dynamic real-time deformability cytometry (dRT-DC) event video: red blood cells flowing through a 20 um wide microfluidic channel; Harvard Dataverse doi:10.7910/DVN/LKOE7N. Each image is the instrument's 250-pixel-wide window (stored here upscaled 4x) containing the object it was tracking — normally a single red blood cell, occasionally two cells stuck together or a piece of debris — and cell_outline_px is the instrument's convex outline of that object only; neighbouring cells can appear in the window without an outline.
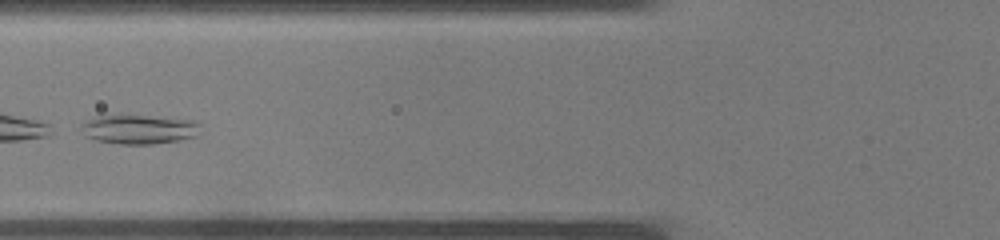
{"species": "common noctule bat (a hibernating species)", "species_latin": "Nyctalus noctula", "temperature_condition": "warm", "stored_images_in_passage": 28, "camera_frame_rate_fps": 3000, "um_per_image_px": 0.085, "animal": {"sex": "male", "body_mass_g": 19.0, "forearm_length_mm": 50.8}, "frame": {"image": 1, "passage_image": 5, "time_ms": 1.333, "image_size_px": [1000, 240], "cell_outline_px": [[200, 124], [196, 136], [180, 140], [152, 144], [120, 144], [96, 140], [84, 136], [80, 128], [80, 124], [96, 116], [144, 116], [196, 120]], "centroid_in_image_um": [11.8, 11.0], "position_along_channel_um": 114.0, "area_um2": 20.17}}